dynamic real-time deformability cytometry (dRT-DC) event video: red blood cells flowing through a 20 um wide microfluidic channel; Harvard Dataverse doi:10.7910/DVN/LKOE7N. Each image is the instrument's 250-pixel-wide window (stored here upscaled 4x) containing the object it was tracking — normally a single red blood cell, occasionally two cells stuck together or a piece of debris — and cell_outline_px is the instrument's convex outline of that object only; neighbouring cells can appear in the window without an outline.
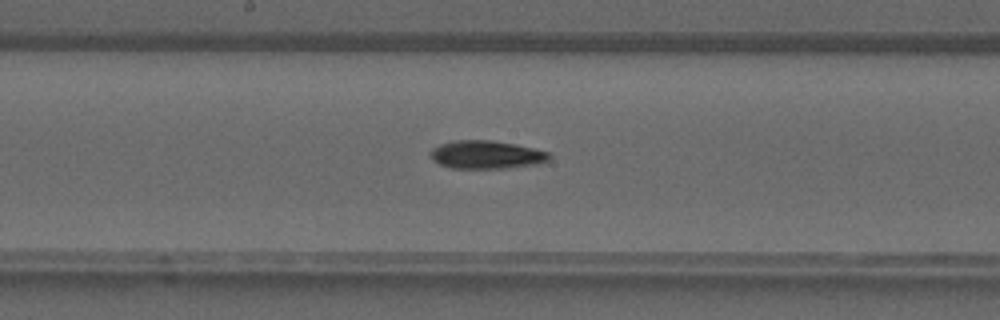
{"species": "common noctule bat (a hibernating species)", "species_latin": "Nyctalus noctula", "temperature_condition": "warm", "stored_images_in_passage": 31, "camera_frame_rate_fps": 3000, "um_per_image_px": 0.085, "animal": {"sex": "male", "forearm_length_mm": 52.5}, "frame": {"image": 1, "passage_image": 18, "time_ms": 5.667, "image_size_px": [1000, 320], "cell_outline_px": [[552, 156], [548, 160], [540, 164], [508, 168], [452, 168], [440, 164], [432, 160], [432, 148], [440, 144], [456, 140], [488, 140], [516, 144], [548, 152]], "centroid_in_image_um": [41.37, 13.15], "position_along_channel_um": 206.8, "area_um2": 19.42}}
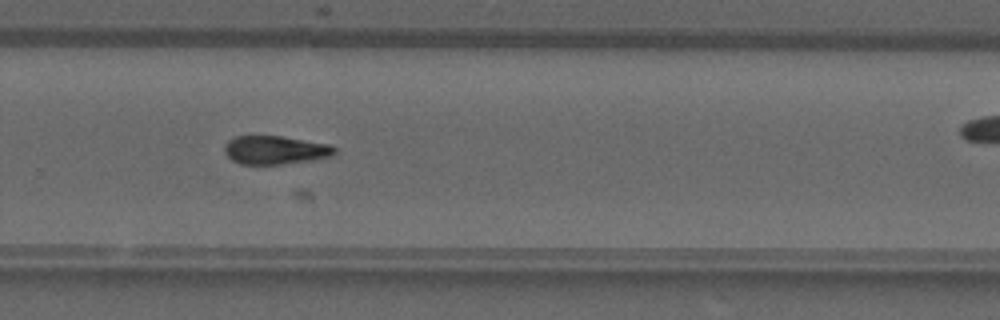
{"frame": {"image": 2, "passage_image": 24, "time_ms": 7.667, "image_size_px": [1000, 320], "cell_outline_px": [[336, 152], [332, 156], [284, 164], [240, 164], [232, 160], [224, 152], [224, 144], [228, 140], [236, 136], [280, 136], [328, 144], [336, 148]], "centroid_in_image_um": [23.35, 12.75], "position_along_channel_um": 306.4, "area_um2": 18.15}}
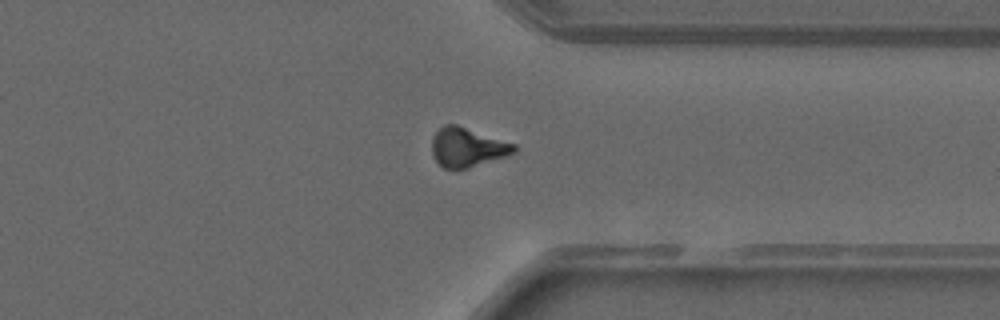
{"frame": {"image": 3, "passage_image": 28, "time_ms": 9.0, "image_size_px": [1000, 320], "cell_outline_px": [[516, 152], [468, 168], [444, 168], [432, 156], [432, 140], [436, 132], [444, 124], [456, 124], [516, 144]], "centroid_in_image_um": [39.71, 12.51], "position_along_channel_um": 371.7, "area_um2": 18.5}}